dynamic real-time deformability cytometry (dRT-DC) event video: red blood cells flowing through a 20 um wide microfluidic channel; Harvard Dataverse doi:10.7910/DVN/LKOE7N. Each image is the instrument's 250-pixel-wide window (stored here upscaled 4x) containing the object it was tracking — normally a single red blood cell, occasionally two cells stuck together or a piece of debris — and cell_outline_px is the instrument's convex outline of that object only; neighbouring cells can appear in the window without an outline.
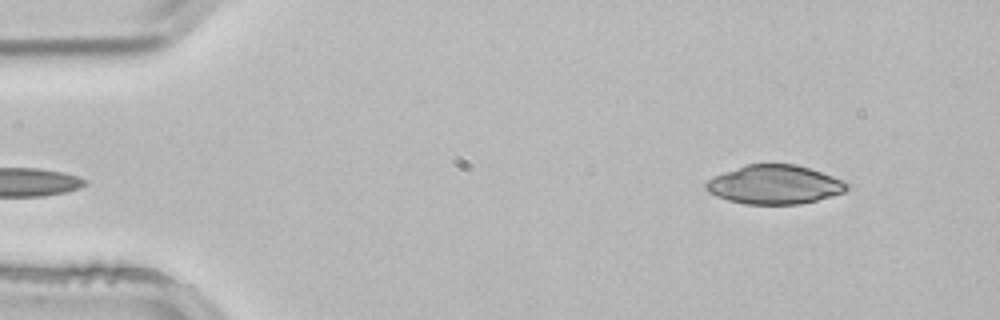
{"species": "common noctule bat (a hibernating species)", "species_latin": "Nyctalus noctula", "temperature_condition": "room temperature", "stored_images_in_passage": 3, "segment_of_instrument_passage": [2, 2], "camera_frame_rate_fps": 3000, "um_per_image_px": 0.085, "animal": {"sex": "male", "body_mass_g": 21.5, "forearm_length_mm": 52.0}, "frame": {"image": 1, "passage_image": 3, "time_ms": 0.667, "image_size_px": [1000, 320], "cell_outline_px": [[848, 188], [844, 192], [832, 196], [800, 204], [744, 204], [728, 200], [716, 196], [708, 192], [704, 188], [704, 184], [708, 180], [724, 172], [744, 164], [796, 164], [844, 180], [848, 184]], "centroid_in_image_um": [65.82, 15.69], "position_along_channel_um": 19.2, "area_um2": 31.91}}